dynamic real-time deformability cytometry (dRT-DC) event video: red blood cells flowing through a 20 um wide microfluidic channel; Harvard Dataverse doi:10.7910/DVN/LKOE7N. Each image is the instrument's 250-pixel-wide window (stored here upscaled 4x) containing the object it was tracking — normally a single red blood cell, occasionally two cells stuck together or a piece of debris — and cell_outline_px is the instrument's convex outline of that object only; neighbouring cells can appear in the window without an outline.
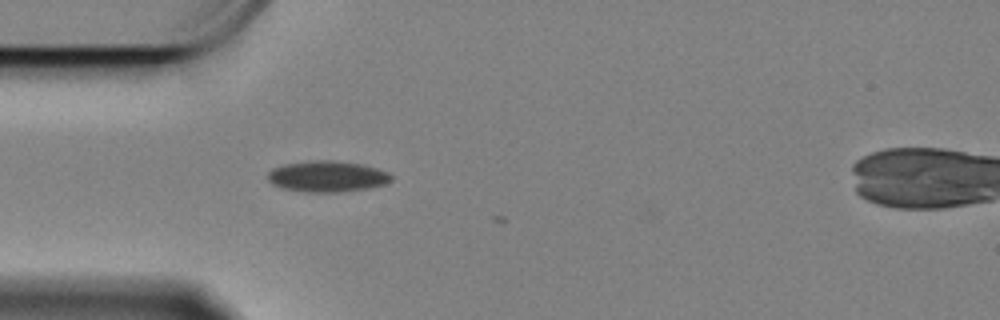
{"species": "Egyptian fruit bat (a non-hibernating species)", "species_latin": "Rousettus aegyptiacus", "temperature_condition": "cold", "stored_images_in_passage": 2, "camera_frame_rate_fps": 3000, "um_per_image_px": 0.085, "animal": {"sex": "female"}, "frame": {"image": 1, "passage_image": 1, "time_ms": 0.0, "image_size_px": [1000, 320], "cell_outline_px": [[392, 180], [384, 184], [368, 188], [336, 192], [304, 192], [280, 188], [272, 184], [268, 180], [268, 172], [272, 168], [284, 164], [312, 160], [336, 160], [364, 164], [388, 172], [392, 176]], "centroid_in_image_um": [27.79, 14.99], "position_along_channel_um": 57.2, "area_um2": 22.54}}